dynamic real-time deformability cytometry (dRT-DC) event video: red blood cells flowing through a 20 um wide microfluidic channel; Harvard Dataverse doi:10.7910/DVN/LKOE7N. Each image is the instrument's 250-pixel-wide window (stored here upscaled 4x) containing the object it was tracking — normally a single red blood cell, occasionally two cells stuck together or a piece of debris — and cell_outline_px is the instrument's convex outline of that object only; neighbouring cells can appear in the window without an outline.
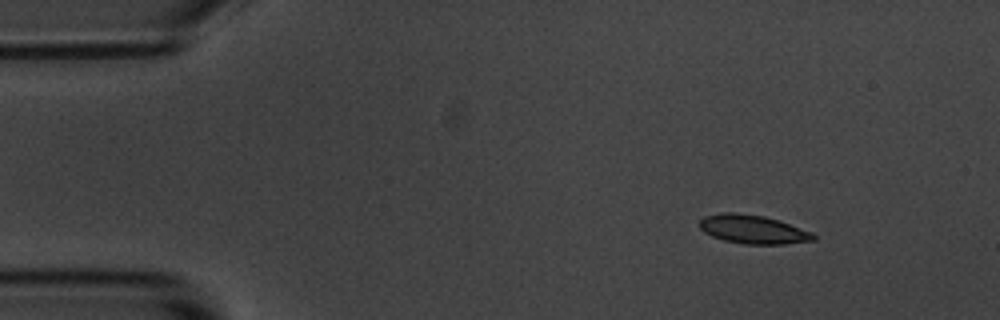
{"species": "common noctule bat (a hibernating species)", "species_latin": "Nyctalus noctula", "temperature_condition": "room temperature", "stored_images_in_passage": 3, "camera_frame_rate_fps": 3000, "um_per_image_px": 0.085, "animal": {"sex": "male", "body_mass_g": 20.1, "forearm_length_mm": 53.5}, "frame": {"image": 1, "passage_image": 1, "time_ms": 0.0, "image_size_px": [1000, 320], "cell_outline_px": [[816, 240], [784, 244], [744, 244], [724, 240], [712, 236], [704, 232], [700, 228], [700, 220], [704, 216], [724, 212], [736, 212], [764, 216], [780, 220], [812, 232], [816, 236]], "centroid_in_image_um": [64.02, 19.49], "position_along_channel_um": 21.0, "area_um2": 19.13}}